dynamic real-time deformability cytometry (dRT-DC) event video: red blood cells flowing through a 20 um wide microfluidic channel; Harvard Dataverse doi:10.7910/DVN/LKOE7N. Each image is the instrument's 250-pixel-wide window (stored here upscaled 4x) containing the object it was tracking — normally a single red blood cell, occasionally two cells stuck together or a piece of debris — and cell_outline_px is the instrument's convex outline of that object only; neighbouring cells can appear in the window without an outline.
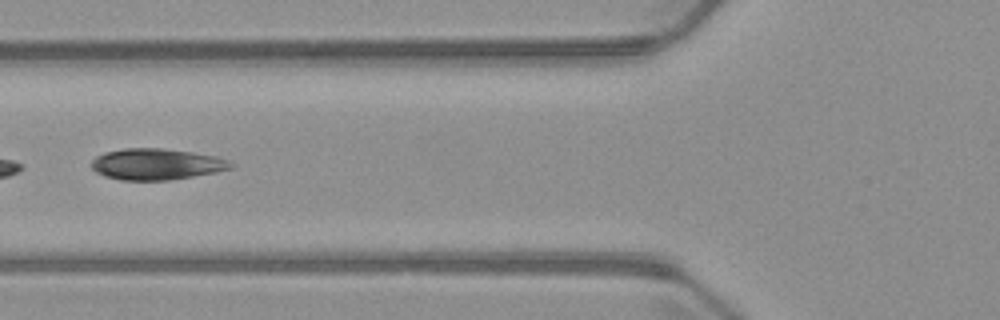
{"species": "common noctule bat (a hibernating species)", "species_latin": "Nyctalus noctula", "temperature_condition": "warm", "stored_images_in_passage": 5, "camera_frame_rate_fps": 3000, "um_per_image_px": 0.085, "animal": {"sex": "male", "body_mass_g": 23.1, "forearm_length_mm": 52.7}, "frame": {"image": 1, "passage_image": 5, "time_ms": 5.667, "image_size_px": [1000, 320], "cell_outline_px": [[236, 164], [232, 168], [216, 172], [168, 180], [120, 180], [104, 176], [96, 172], [92, 168], [92, 160], [96, 156], [104, 152], [124, 148], [164, 148], [192, 152], [216, 156], [228, 160]], "centroid_in_image_um": [13.3, 13.95], "position_along_channel_um": 112.5, "area_um2": 25.43}}